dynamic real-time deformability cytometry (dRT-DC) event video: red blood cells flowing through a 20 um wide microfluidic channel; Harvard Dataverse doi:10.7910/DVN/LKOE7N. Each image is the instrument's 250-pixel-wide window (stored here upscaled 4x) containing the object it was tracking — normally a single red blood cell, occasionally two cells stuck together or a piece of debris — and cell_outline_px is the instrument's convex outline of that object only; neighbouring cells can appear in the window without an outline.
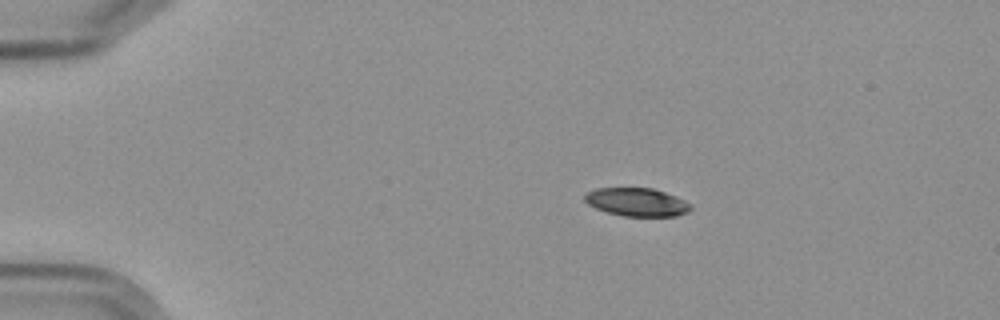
{"species": "Egyptian fruit bat (a non-hibernating species)", "species_latin": "Rousettus aegyptiacus", "temperature_condition": "cold", "stored_images_in_passage": 4, "camera_frame_rate_fps": 3000, "um_per_image_px": 0.085, "frame": {"image": 1, "passage_image": 2, "time_ms": 1.667, "image_size_px": [1000, 320], "cell_outline_px": [[692, 208], [688, 212], [676, 216], [624, 216], [608, 212], [596, 208], [588, 204], [584, 200], [584, 196], [588, 192], [596, 188], [652, 188], [676, 196], [692, 204]], "centroid_in_image_um": [54.15, 17.18], "position_along_channel_um": 30.8, "area_um2": 17.4}}